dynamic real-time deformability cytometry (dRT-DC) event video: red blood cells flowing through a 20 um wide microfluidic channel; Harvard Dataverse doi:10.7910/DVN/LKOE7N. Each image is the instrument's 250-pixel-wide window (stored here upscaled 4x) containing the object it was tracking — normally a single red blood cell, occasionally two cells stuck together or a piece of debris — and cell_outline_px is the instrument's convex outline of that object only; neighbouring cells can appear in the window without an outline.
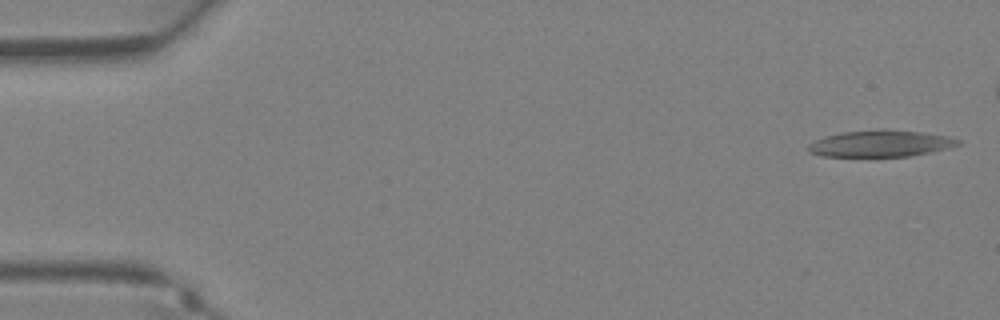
{"species": "Egyptian fruit bat (a non-hibernating species)", "species_latin": "Rousettus aegyptiacus", "temperature_condition": "warm", "stored_images_in_passage": 33, "segment_of_instrument_passage": [1, 2], "camera_frame_rate_fps": 3000, "um_per_image_px": 0.085, "animal": {"sex": "female"}, "frame": {"image": 1, "passage_image": 1, "time_ms": 0.0, "image_size_px": [1000, 320], "cell_outline_px": [[960, 144], [948, 148], [908, 156], [820, 156], [808, 152], [804, 148], [808, 144], [824, 136], [840, 132], [884, 128], [920, 132], [948, 136], [960, 140]], "centroid_in_image_um": [74.77, 12.19], "position_along_channel_um": 10.2, "area_um2": 23.35}}
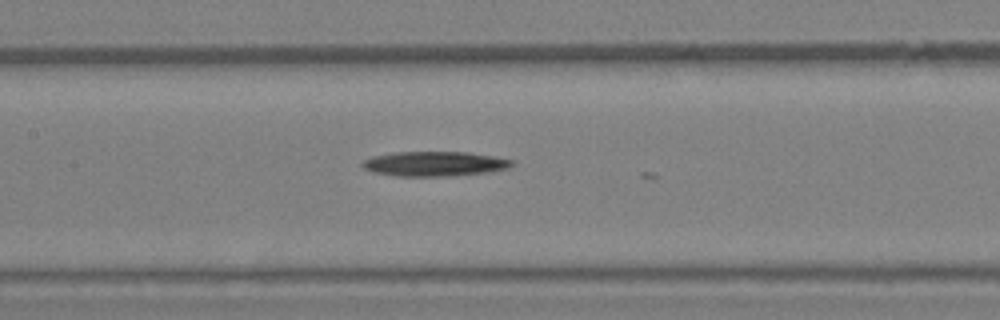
{"frame": {"image": 2, "passage_image": 17, "time_ms": 5.333, "image_size_px": [1000, 320], "cell_outline_px": [[516, 164], [508, 168], [492, 172], [452, 176], [396, 176], [376, 172], [364, 168], [360, 164], [364, 160], [372, 156], [392, 152], [468, 152], [516, 160]], "centroid_in_image_um": [37.0, 13.92], "position_along_channel_um": 170.4, "area_um2": 21.79}}
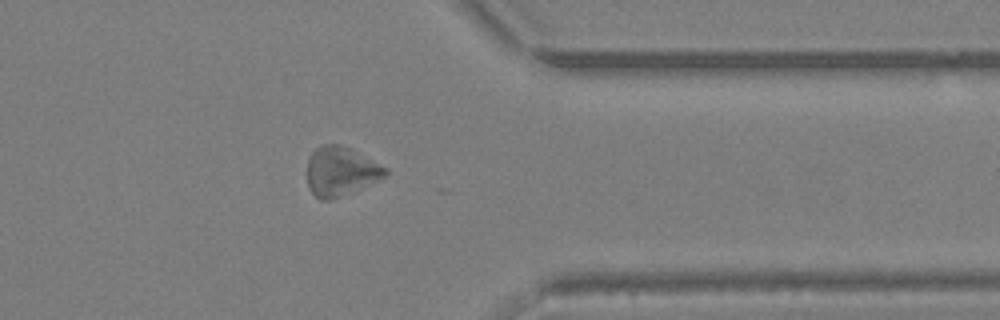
{"frame": {"image": 3, "passage_image": 29, "time_ms": 9.333, "image_size_px": [1000, 320], "cell_outline_px": [[388, 172], [384, 176], [376, 180], [328, 200], [320, 200], [308, 188], [308, 160], [312, 152], [320, 144], [340, 144], [352, 148], [388, 168]], "centroid_in_image_um": [28.93, 14.51], "position_along_channel_um": 382.5, "area_um2": 21.96}}